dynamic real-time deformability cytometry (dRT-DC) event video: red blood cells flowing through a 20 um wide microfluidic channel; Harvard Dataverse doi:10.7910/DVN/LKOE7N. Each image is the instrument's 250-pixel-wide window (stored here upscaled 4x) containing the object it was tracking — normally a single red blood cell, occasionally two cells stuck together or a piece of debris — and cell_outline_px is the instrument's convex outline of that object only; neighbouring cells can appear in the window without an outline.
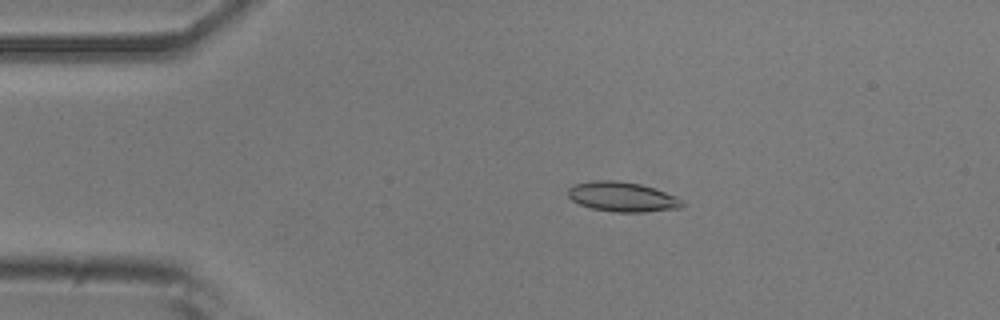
{"species": "common noctule bat (a hibernating species)", "species_latin": "Nyctalus noctula", "temperature_condition": "room temperature", "stored_images_in_passage": 52, "camera_frame_rate_fps": 3000, "um_per_image_px": 0.085, "animal": {"sex": "male", "body_mass_g": 20.5, "forearm_length_mm": 52.5}, "frame": {"image": 1, "passage_image": 9, "time_ms": 2.667, "image_size_px": [1000, 320], "cell_outline_px": [[684, 204], [680, 208], [644, 212], [612, 212], [592, 208], [580, 204], [572, 200], [568, 196], [568, 188], [576, 184], [592, 180], [616, 180], [640, 184], [676, 196]], "centroid_in_image_um": [52.87, 16.73], "position_along_channel_um": 32.1, "area_um2": 19.65}}
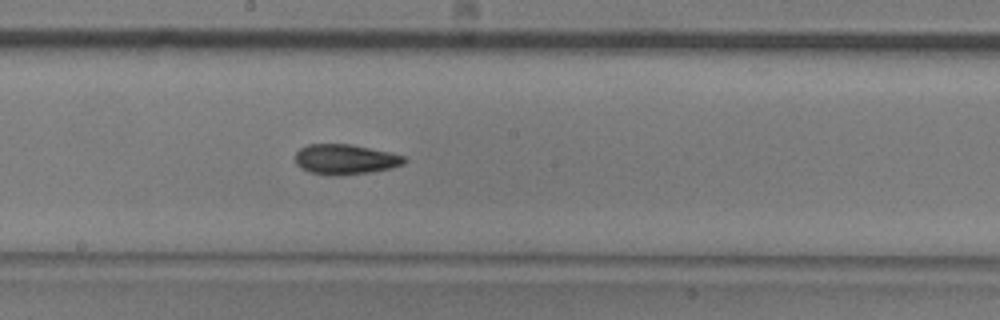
{"frame": {"image": 2, "passage_image": 27, "time_ms": 8.667, "image_size_px": [1000, 320], "cell_outline_px": [[408, 160], [404, 164], [392, 168], [372, 172], [336, 176], [308, 172], [300, 168], [296, 164], [296, 152], [300, 148], [308, 144], [352, 144], [388, 152], [404, 156]], "centroid_in_image_um": [29.35, 13.55], "position_along_channel_um": 218.9, "area_um2": 19.31}}
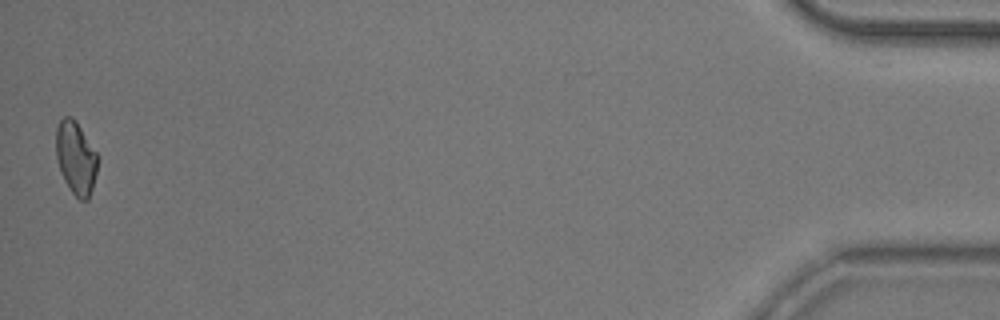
{"frame": {"image": 3, "passage_image": 51, "time_ms": 16.667, "image_size_px": [1000, 320], "cell_outline_px": [[100, 160], [92, 188], [88, 200], [80, 200], [72, 192], [64, 180], [60, 172], [56, 156], [56, 128], [60, 120], [64, 116], [72, 116], [76, 120], [100, 156]], "centroid_in_image_um": [6.47, 13.39], "position_along_channel_um": 428.7, "area_um2": 18.09}, "authors_computed_cell_mechanics": {"area_um2": 18.6405, "velocity_mm_per_s": 3.8124, "shape_relaxation_time_tau1_ms": 8.3808, "shape_relaxation_time_tau2_ms": 5.3606, "deformation_change_tau1": 0.1613, "deformation_change_tau2": 0.1033}}